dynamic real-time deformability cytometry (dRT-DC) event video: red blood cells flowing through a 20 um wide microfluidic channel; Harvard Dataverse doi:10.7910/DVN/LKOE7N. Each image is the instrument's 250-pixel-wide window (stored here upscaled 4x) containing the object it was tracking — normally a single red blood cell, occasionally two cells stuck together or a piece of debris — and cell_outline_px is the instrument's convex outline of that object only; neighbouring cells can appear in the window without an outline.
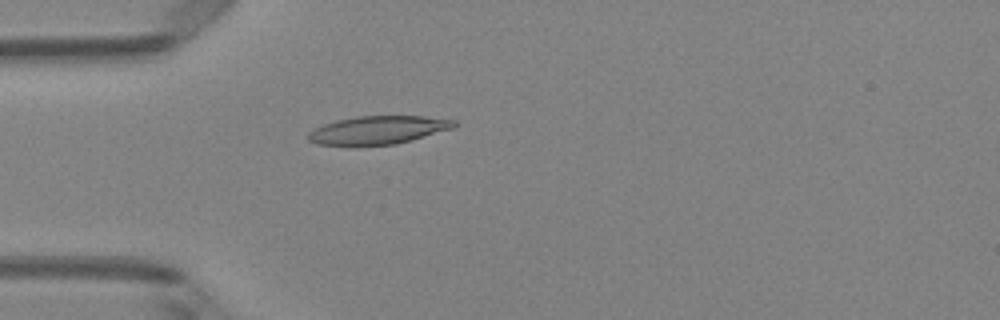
{"species": "Egyptian fruit bat (a non-hibernating species)", "species_latin": "Rousettus aegyptiacus", "temperature_condition": "room temperature", "stored_images_in_passage": 5, "camera_frame_rate_fps": 3000, "um_per_image_px": 0.085, "animal": {"sex": "female"}, "frame": {"image": 1, "passage_image": 5, "time_ms": 1.333, "image_size_px": [1000, 320], "cell_outline_px": [[456, 124], [452, 128], [412, 140], [396, 144], [356, 148], [316, 144], [308, 140], [308, 132], [324, 124], [336, 120], [356, 116], [424, 116], [456, 120]], "centroid_in_image_um": [32.06, 11.09], "position_along_channel_um": 52.9, "area_um2": 24.68}}